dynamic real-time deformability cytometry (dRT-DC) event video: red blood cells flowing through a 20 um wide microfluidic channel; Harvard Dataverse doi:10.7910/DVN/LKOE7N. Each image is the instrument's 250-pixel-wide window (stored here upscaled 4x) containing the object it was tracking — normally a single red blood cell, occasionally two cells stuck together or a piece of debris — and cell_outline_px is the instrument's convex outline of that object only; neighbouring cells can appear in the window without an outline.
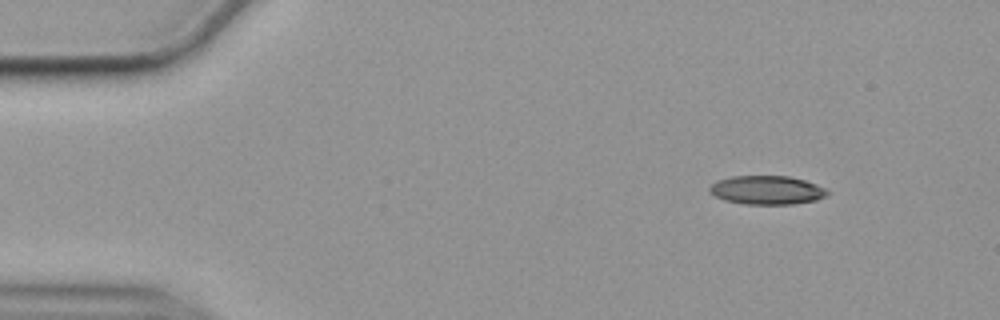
{"species": "common noctule bat (a hibernating species)", "species_latin": "Nyctalus noctula", "temperature_condition": "cold", "stored_images_in_passage": 8, "camera_frame_rate_fps": 3000, "um_per_image_px": 0.085, "animal": {"sex": "female", "body_mass_g": 19.9}, "frame": {"image": 1, "passage_image": 1, "time_ms": 0.0, "image_size_px": [1000, 320], "cell_outline_px": [[832, 192], [828, 196], [816, 200], [792, 204], [744, 204], [724, 200], [708, 192], [708, 188], [716, 180], [732, 176], [788, 176], [804, 180], [828, 188]], "centroid_in_image_um": [65.22, 16.16], "position_along_channel_um": 19.8, "area_um2": 20.0}}